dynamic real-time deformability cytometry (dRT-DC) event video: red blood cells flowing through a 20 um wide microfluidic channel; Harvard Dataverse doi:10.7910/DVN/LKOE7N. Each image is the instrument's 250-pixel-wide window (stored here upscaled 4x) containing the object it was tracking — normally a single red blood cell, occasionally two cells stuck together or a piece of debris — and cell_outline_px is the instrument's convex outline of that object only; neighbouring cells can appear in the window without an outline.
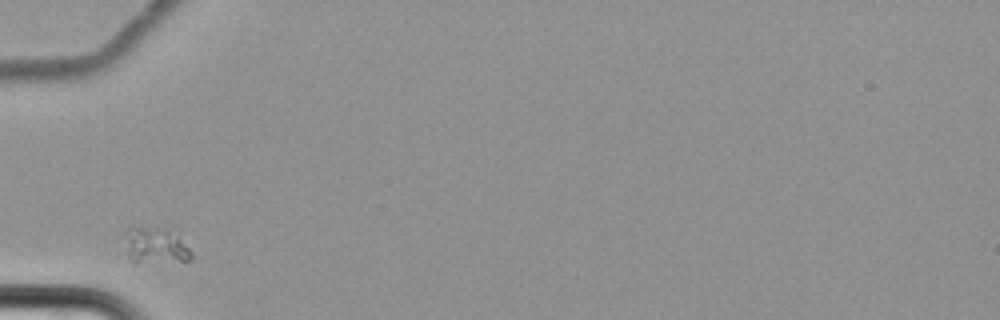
{"species": "common noctule bat (a hibernating species)", "species_latin": "Nyctalus noctula", "temperature_condition": "cold", "stored_images_in_passage": 1, "camera_frame_rate_fps": 3000, "um_per_image_px": 0.085, "animal": {"sex": "female", "body_mass_g": 22.7, "forearm_length_mm": 54.2}, "frame": {"image": 1, "passage_image": 1, "time_ms": 0.0, "image_size_px": [1000, 320], "cell_outline_px": [[192, 256], [188, 260], [132, 260], [128, 256], [124, 232], [128, 224], [168, 228], [192, 252]], "centroid_in_image_um": [13.13, 20.75], "position_along_channel_um": 71.9, "area_um2": 13.64}}